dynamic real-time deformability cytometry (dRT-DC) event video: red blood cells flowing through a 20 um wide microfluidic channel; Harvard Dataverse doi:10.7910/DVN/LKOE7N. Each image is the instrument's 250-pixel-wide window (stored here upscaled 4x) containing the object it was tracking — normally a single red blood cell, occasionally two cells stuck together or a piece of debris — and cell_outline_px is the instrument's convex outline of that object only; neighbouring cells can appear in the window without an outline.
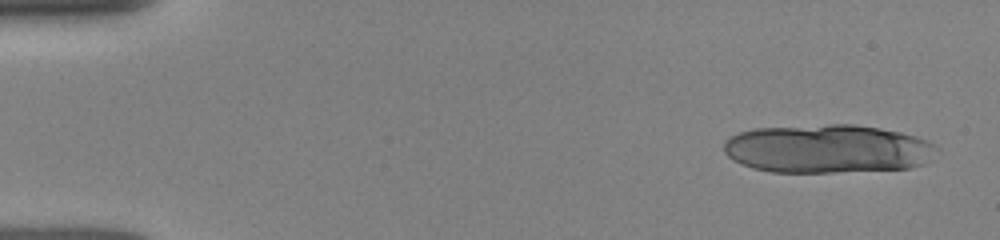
{"species": "human", "species_latin": "Homo sapiens", "temperature_condition": "room temperature", "stored_images_in_passage": 9, "segment_of_instrument_passage": [1, 2], "camera_frame_rate_fps": 3000, "um_per_image_px": 0.085, "donor": {"sex": "female"}, "frame": {"image": 1, "passage_image": 1, "time_ms": 0.0, "image_size_px": [1000, 240], "cell_outline_px": [[940, 148], [924, 164], [908, 168], [832, 172], [772, 172], [752, 168], [728, 156], [724, 152], [724, 140], [728, 136], [740, 132], [756, 128], [832, 124], [852, 124], [880, 128], [900, 132], [928, 140]], "centroid_in_image_um": [70.34, 12.64], "position_along_channel_um": 14.7, "area_um2": 60.23}}